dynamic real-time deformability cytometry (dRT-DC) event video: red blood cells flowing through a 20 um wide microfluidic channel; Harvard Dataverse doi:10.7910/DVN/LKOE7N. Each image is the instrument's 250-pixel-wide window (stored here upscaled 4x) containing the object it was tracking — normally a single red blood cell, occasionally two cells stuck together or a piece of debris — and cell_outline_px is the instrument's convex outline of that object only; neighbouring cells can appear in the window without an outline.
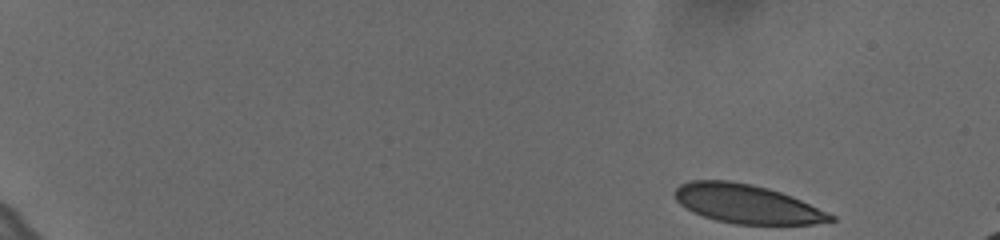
{"species": "human", "species_latin": "Homo sapiens", "temperature_condition": "cold", "stored_images_in_passage": 54, "camera_frame_rate_fps": 3000, "um_per_image_px": 0.085, "donor": {"sex": "female"}, "frame": {"image": 1, "passage_image": 1, "time_ms": 0.0, "image_size_px": [1000, 240], "cell_outline_px": [[836, 220], [812, 224], [736, 224], [716, 220], [692, 212], [680, 204], [676, 200], [672, 192], [680, 184], [692, 180], [728, 180], [752, 184], [768, 188], [792, 196], [828, 212], [836, 216]], "centroid_in_image_um": [63.46, 17.32], "position_along_channel_um": 21.5, "area_um2": 35.32}}
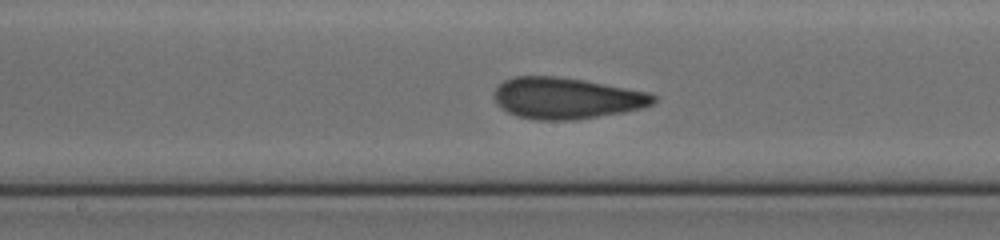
{"frame": {"image": 2, "passage_image": 29, "time_ms": 9.333, "image_size_px": [1000, 240], "cell_outline_px": [[656, 100], [652, 104], [644, 108], [624, 112], [576, 120], [540, 120], [516, 116], [508, 112], [496, 104], [492, 96], [492, 92], [504, 80], [516, 76], [556, 76], [584, 80], [648, 92], [656, 96]], "centroid_in_image_um": [48.12, 8.35], "position_along_channel_um": 200.1, "area_um2": 38.55}}
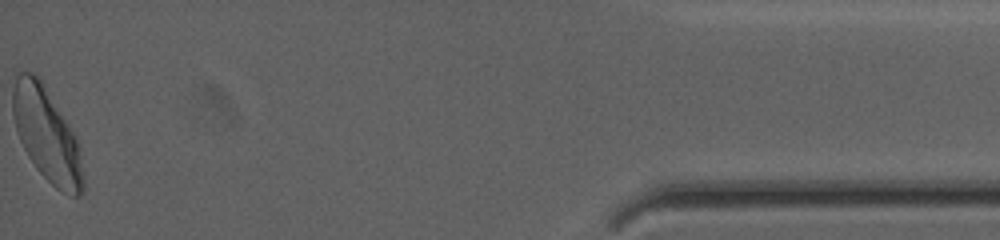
{"frame": {"image": 3, "passage_image": 54, "time_ms": 17.667, "image_size_px": [1000, 240], "cell_outline_px": [[84, 192], [80, 196], [72, 196], [60, 192], [36, 168], [28, 156], [20, 140], [12, 116], [12, 72], [16, 68], [32, 72], [44, 84], [76, 136], [80, 148], [84, 176]], "centroid_in_image_um": [3.95, 11.39], "position_along_channel_um": 431.3, "area_um2": 39.19}, "authors_computed_cell_mechanics": {"area_um2": 37.281, "velocity_mm_per_s": 3.605, "shape_relaxation_time_tau1_ms": 5.7904, "shape_relaxation_time_tau2_ms": 1.0667, "deformation_change_tau1": 0.1592, "deformation_change_tau2": 0.0772}}